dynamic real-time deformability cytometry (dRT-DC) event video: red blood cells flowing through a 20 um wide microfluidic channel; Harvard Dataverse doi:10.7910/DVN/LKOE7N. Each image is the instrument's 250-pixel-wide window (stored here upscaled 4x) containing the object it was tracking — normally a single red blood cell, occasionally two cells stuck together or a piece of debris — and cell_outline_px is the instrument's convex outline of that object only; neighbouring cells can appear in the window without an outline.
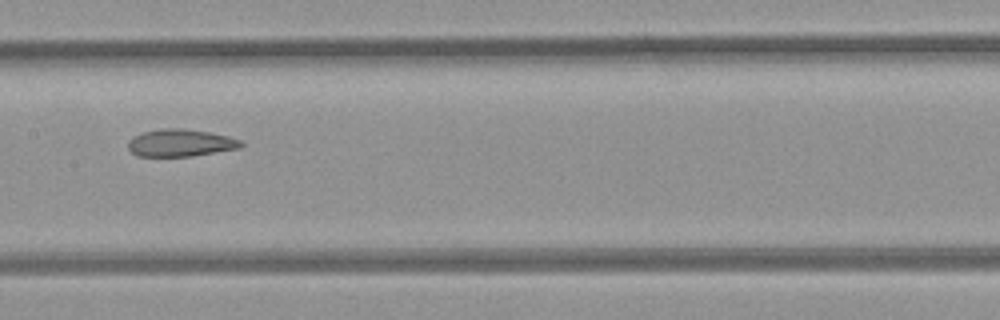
{"species": "common noctule bat (a hibernating species)", "species_latin": "Nyctalus noctula", "temperature_condition": "room temperature", "stored_images_in_passage": 11, "camera_frame_rate_fps": 3000, "um_per_image_px": 0.085, "animal": {"sex": "female", "body_mass_g": 21.9}, "frame": {"image": 1, "passage_image": 4, "time_ms": 1.0, "image_size_px": [1000, 320], "cell_outline_px": [[244, 144], [240, 148], [192, 156], [140, 156], [132, 152], [128, 148], [128, 140], [144, 132], [160, 128], [184, 128], [208, 132], [228, 136], [240, 140]], "centroid_in_image_um": [15.36, 12.14], "position_along_channel_um": 192.0, "area_um2": 17.86}}
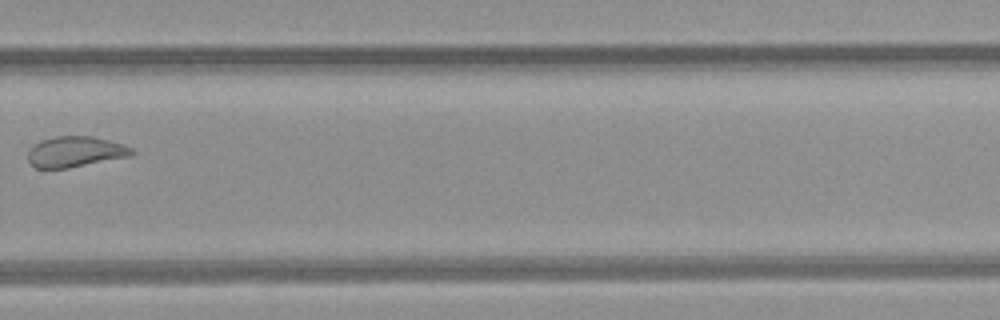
{"frame": {"image": 2, "passage_image": 7, "time_ms": 2.0, "image_size_px": [1000, 320], "cell_outline_px": [[136, 152], [132, 156], [68, 168], [36, 168], [28, 160], [28, 152], [40, 140], [56, 136], [92, 136], [108, 140], [132, 148]], "centroid_in_image_um": [6.42, 12.9], "position_along_channel_um": 323.4, "area_um2": 18.44}}
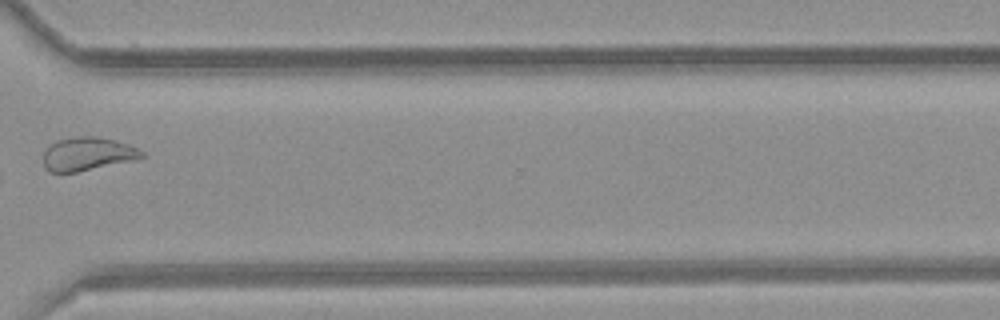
{"frame": {"image": 3, "passage_image": 8, "time_ms": 2.333, "image_size_px": [1000, 320], "cell_outline_px": [[148, 156], [136, 160], [76, 172], [48, 172], [44, 168], [44, 148], [48, 144], [56, 140], [80, 136], [96, 136], [116, 140], [128, 144], [144, 152]], "centroid_in_image_um": [7.44, 13.08], "position_along_channel_um": 363.2, "area_um2": 19.48}}